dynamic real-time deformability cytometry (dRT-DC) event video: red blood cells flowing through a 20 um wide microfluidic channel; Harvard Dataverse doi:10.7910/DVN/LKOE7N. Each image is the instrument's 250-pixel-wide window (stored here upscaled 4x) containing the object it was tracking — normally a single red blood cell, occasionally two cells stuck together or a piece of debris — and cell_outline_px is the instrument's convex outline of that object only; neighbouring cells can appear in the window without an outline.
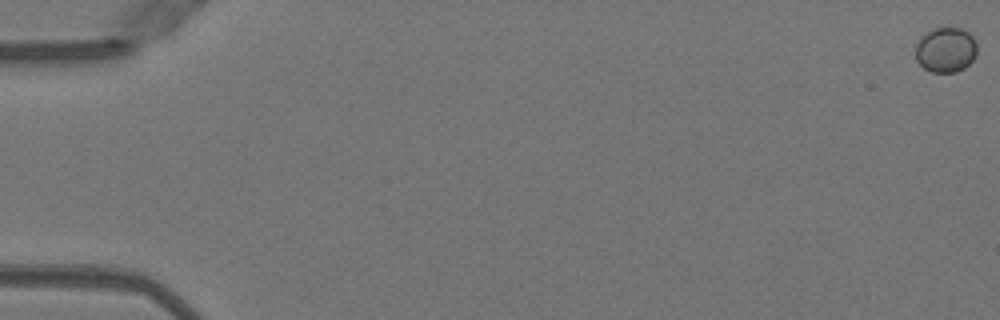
{"species": "Egyptian fruit bat (a non-hibernating species)", "species_latin": "Rousettus aegyptiacus", "temperature_condition": "warm", "stored_images_in_passage": 9, "camera_frame_rate_fps": 3000, "um_per_image_px": 0.085, "animal": {"sex": "female"}, "frame": {"image": 1, "passage_image": 1, "time_ms": 0.0, "image_size_px": [1000, 320], "cell_outline_px": [[976, 56], [964, 68], [956, 72], [932, 72], [924, 68], [916, 60], [916, 44], [920, 36], [932, 28], [960, 28], [968, 32], [972, 36], [976, 44]], "centroid_in_image_um": [80.37, 4.23], "position_along_channel_um": 4.6, "area_um2": 16.18}}